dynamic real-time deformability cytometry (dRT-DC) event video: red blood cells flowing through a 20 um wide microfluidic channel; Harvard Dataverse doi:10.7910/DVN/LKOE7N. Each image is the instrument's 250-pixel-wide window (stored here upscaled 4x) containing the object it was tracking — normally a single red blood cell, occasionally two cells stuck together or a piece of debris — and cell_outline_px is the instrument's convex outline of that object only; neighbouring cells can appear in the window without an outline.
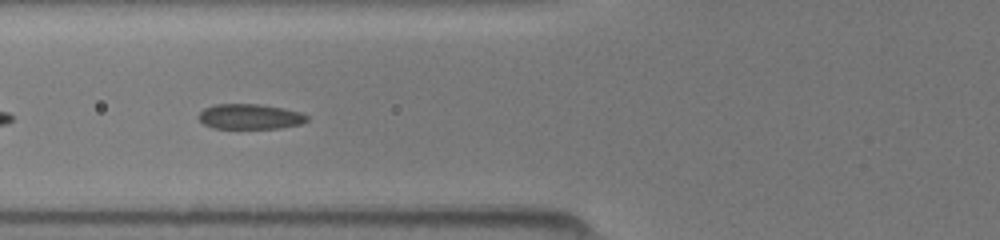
{"species": "common noctule bat (a hibernating species)", "species_latin": "Nyctalus noctula", "temperature_condition": "room temperature", "stored_images_in_passage": 48, "camera_frame_rate_fps": 3000, "um_per_image_px": 0.085, "animal": {"sex": "female", "body_mass_g": 19.5, "forearm_length_mm": 54.1}, "frame": {"image": 1, "passage_image": 19, "time_ms": 6.0, "image_size_px": [1000, 240], "cell_outline_px": [[308, 120], [300, 124], [280, 128], [212, 128], [204, 124], [196, 116], [204, 108], [212, 104], [260, 104], [284, 108], [300, 112], [308, 116]], "centroid_in_image_um": [21.22, 9.9], "position_along_channel_um": 104.6, "area_um2": 16.01}}
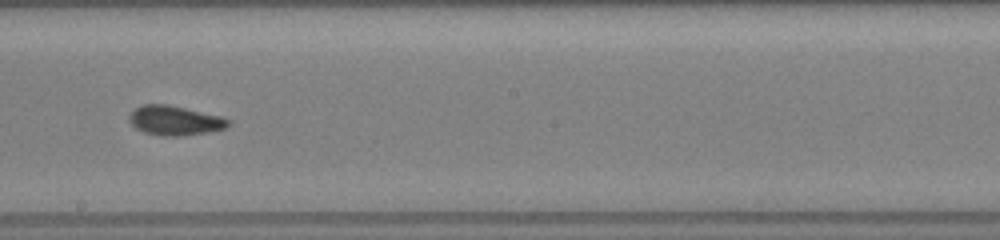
{"frame": {"image": 2, "passage_image": 28, "time_ms": 9.0, "image_size_px": [1000, 240], "cell_outline_px": [[232, 124], [224, 128], [208, 132], [180, 136], [160, 136], [144, 132], [136, 128], [128, 120], [128, 116], [136, 108], [144, 104], [168, 104], [220, 116], [232, 120]], "centroid_in_image_um": [14.87, 10.25], "position_along_channel_um": 233.3, "area_um2": 17.05}}
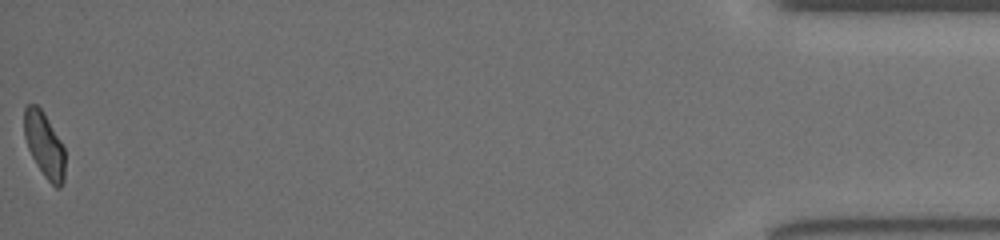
{"frame": {"image": 3, "passage_image": 48, "time_ms": 15.667, "image_size_px": [1000, 240], "cell_outline_px": [[64, 180], [60, 188], [56, 188], [44, 176], [36, 164], [28, 148], [24, 136], [24, 108], [28, 104], [36, 104], [44, 112], [60, 140], [64, 148]], "centroid_in_image_um": [3.76, 12.31], "position_along_channel_um": 431.4, "area_um2": 15.43}}